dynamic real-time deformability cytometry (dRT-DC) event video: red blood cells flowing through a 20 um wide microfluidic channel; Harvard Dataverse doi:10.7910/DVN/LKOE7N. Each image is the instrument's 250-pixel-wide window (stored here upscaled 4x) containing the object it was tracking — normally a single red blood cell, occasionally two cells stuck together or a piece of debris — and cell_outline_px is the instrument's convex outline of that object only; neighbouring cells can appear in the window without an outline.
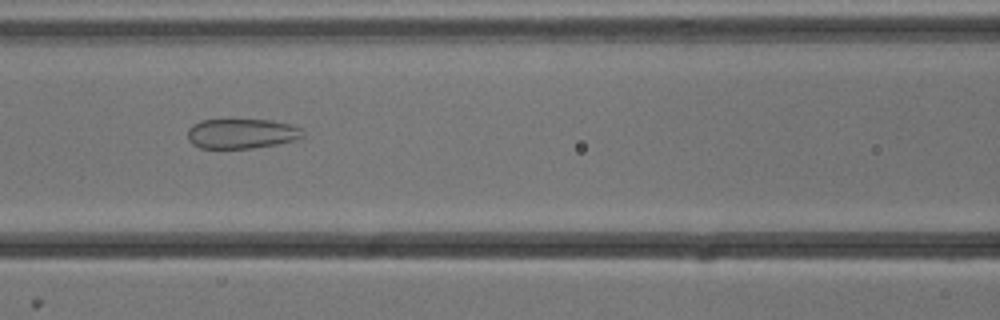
{"species": "common noctule bat (a hibernating species)", "species_latin": "Nyctalus noctula", "temperature_condition": "cold", "stored_images_in_passage": 40, "camera_frame_rate_fps": 3000, "um_per_image_px": 0.085, "animal": {"sex": "male", "body_mass_g": 13.3}, "frame": {"image": 1, "passage_image": 10, "time_ms": 3.0, "image_size_px": [1000, 320], "cell_outline_px": [[304, 136], [300, 140], [252, 148], [200, 148], [192, 144], [188, 140], [188, 128], [192, 124], [200, 120], [272, 120], [292, 124], [300, 128]], "centroid_in_image_um": [20.55, 11.36], "position_along_channel_um": 146.1, "area_um2": 20.23}}
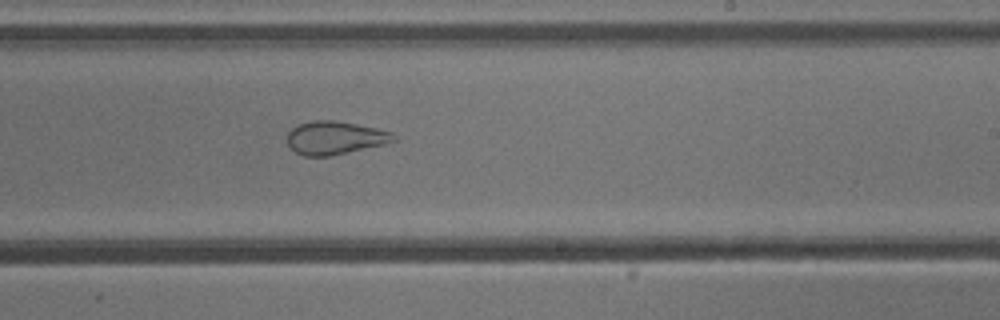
{"frame": {"image": 2, "passage_image": 19, "time_ms": 6.0, "image_size_px": [1000, 320], "cell_outline_px": [[396, 140], [384, 144], [328, 156], [304, 156], [296, 152], [288, 144], [288, 132], [292, 128], [300, 124], [312, 120], [332, 120], [356, 124], [376, 128], [392, 132], [396, 136]], "centroid_in_image_um": [28.47, 11.71], "position_along_channel_um": 260.5, "area_um2": 20.29}}
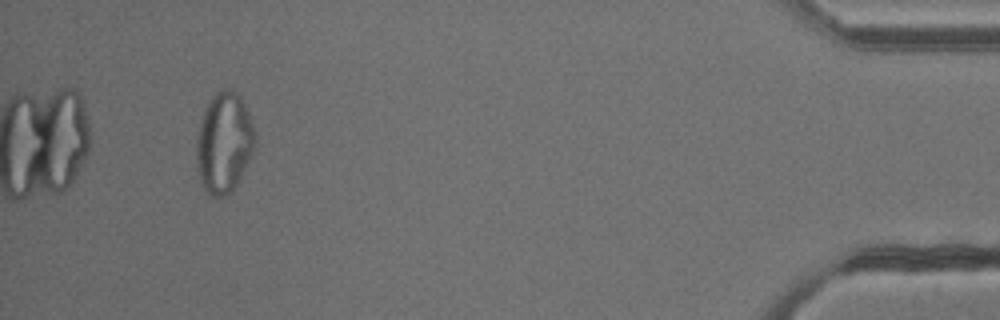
{"frame": {"image": 3, "passage_image": 37, "time_ms": 12.0, "image_size_px": [1000, 320], "cell_outline_px": [[256, 144], [232, 192], [224, 196], [208, 196], [200, 184], [196, 168], [196, 136], [204, 108], [212, 96], [216, 92], [224, 88], [232, 88], [240, 96], [248, 112], [256, 132]], "centroid_in_image_um": [19.01, 12.13], "position_along_channel_um": 416.2, "area_um2": 34.74}, "authors_computed_cell_mechanics": {"area_um2": 25.8944, "velocity_mm_per_s": 3.8296, "shape_relaxation_time_tau1_ms": null, "shape_relaxation_time_tau2_ms": 1.2744, "deformation_change_tau1": null, "deformation_change_tau2": 0.0887}}